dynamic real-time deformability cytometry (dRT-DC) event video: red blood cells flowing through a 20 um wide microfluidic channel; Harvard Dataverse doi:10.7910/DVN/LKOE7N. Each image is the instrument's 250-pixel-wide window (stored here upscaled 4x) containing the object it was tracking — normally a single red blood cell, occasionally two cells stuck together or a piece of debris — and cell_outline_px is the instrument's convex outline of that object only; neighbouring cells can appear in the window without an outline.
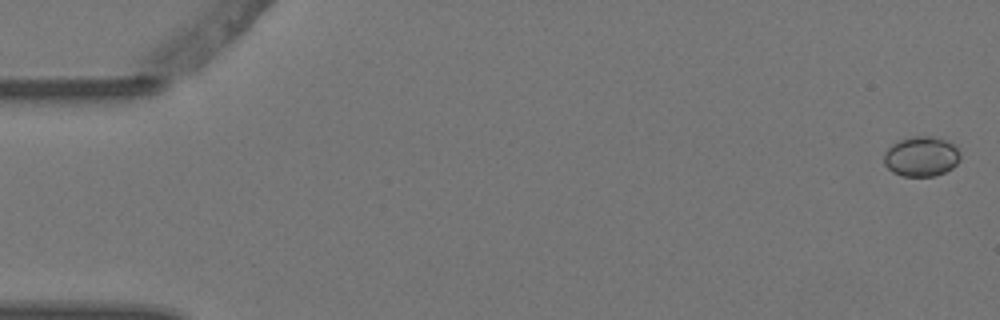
{"species": "Egyptian fruit bat (a non-hibernating species)", "species_latin": "Rousettus aegyptiacus", "temperature_condition": "warm", "stored_images_in_passage": 5, "segment_of_instrument_passage": [1, 2], "camera_frame_rate_fps": 3000, "um_per_image_px": 0.085, "animal": {"sex": "female"}, "frame": {"image": 1, "passage_image": 1, "time_ms": 0.0, "image_size_px": [1000, 320], "cell_outline_px": [[960, 160], [952, 168], [936, 176], [904, 176], [892, 172], [884, 164], [884, 152], [892, 144], [900, 140], [916, 136], [932, 136], [948, 140], [960, 152]], "centroid_in_image_um": [78.32, 13.3], "position_along_channel_um": 6.7, "area_um2": 17.8}}
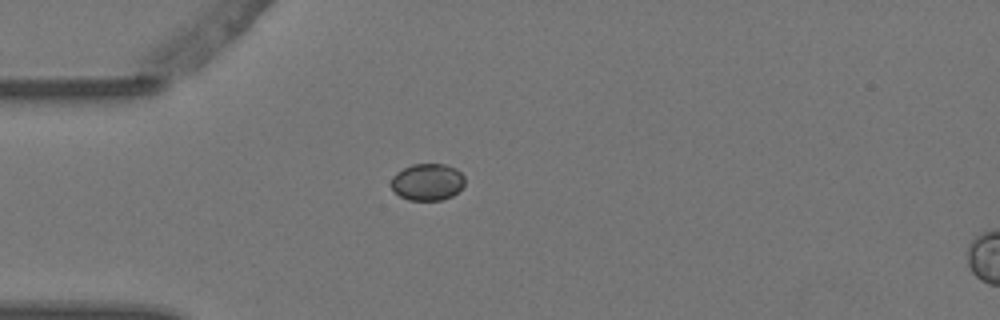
{"frame": {"image": 2, "passage_image": 4, "time_ms": 1.0, "image_size_px": [1000, 320], "cell_outline_px": [[464, 184], [452, 196], [440, 200], [408, 200], [400, 196], [392, 188], [392, 176], [396, 172], [412, 164], [444, 164], [456, 168], [464, 176]], "centroid_in_image_um": [36.33, 15.46], "position_along_channel_um": 48.7, "area_um2": 15.72}}